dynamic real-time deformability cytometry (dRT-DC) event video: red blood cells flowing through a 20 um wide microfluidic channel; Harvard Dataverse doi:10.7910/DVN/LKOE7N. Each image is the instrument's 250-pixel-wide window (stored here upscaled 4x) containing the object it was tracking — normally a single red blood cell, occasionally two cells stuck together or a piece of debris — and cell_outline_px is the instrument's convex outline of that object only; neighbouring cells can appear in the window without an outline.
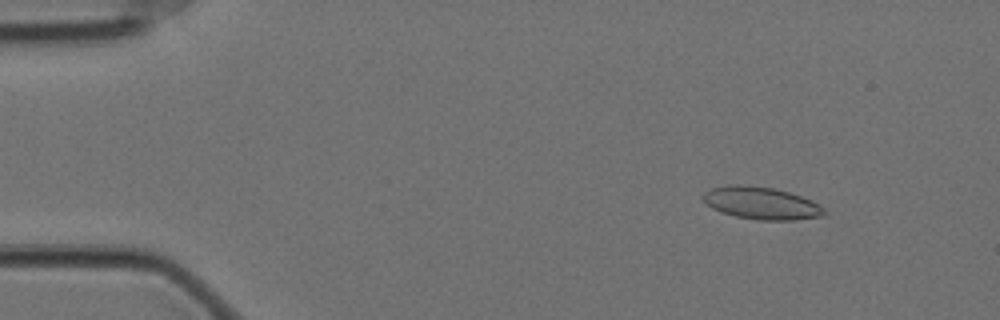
{"species": "Egyptian fruit bat (a non-hibernating species)", "species_latin": "Rousettus aegyptiacus", "temperature_condition": "cold", "stored_images_in_passage": 53, "camera_frame_rate_fps": 3000, "um_per_image_px": 0.085, "animal": {"sex": "female"}, "frame": {"image": 1, "passage_image": 2, "time_ms": 0.333, "image_size_px": [1000, 320], "cell_outline_px": [[828, 212], [824, 216], [792, 220], [760, 220], [736, 216], [720, 212], [712, 208], [700, 196], [704, 192], [712, 188], [728, 184], [736, 184], [776, 188], [812, 200], [824, 208]], "centroid_in_image_um": [64.71, 17.26], "position_along_channel_um": 20.3, "area_um2": 22.95}}
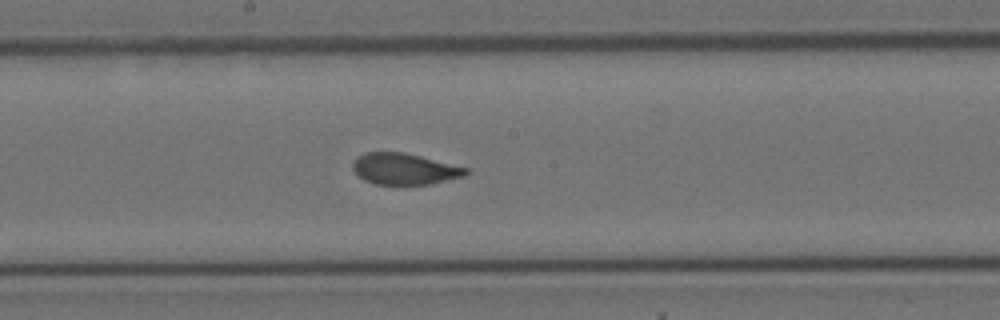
{"frame": {"image": 2, "passage_image": 26, "time_ms": 8.333, "image_size_px": [1000, 320], "cell_outline_px": [[468, 172], [464, 176], [428, 184], [376, 184], [364, 180], [352, 168], [352, 164], [356, 156], [364, 152], [404, 152], [468, 168]], "centroid_in_image_um": [34.34, 14.34], "position_along_channel_um": 213.9, "area_um2": 20.4}}
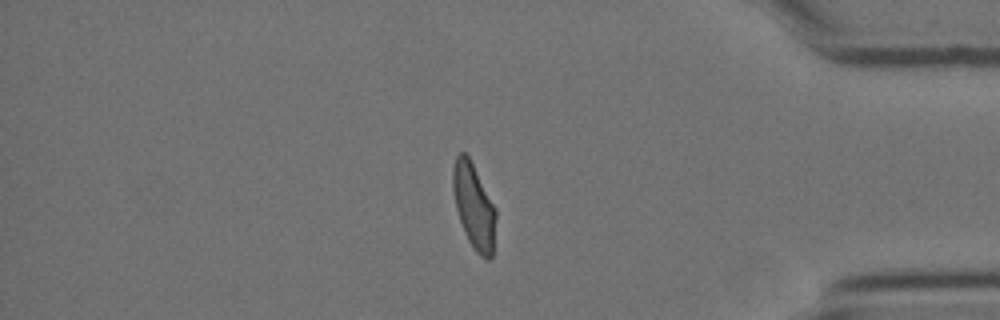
{"frame": {"image": 3, "passage_image": 44, "time_ms": 14.333, "image_size_px": [1000, 320], "cell_outline_px": [[496, 216], [492, 256], [488, 260], [484, 260], [476, 252], [468, 240], [460, 220], [456, 208], [452, 188], [452, 168], [456, 156], [460, 152], [464, 152], [468, 156], [496, 208]], "centroid_in_image_um": [40.27, 17.53], "position_along_channel_um": 394.9, "area_um2": 21.21}, "authors_computed_cell_mechanics": {"area_um2": 21.8484, "velocity_mm_per_s": 3.5067, "shape_relaxation_time_tau1_ms": 6.2093, "shape_relaxation_time_tau2_ms": 1.1136, "deformation_change_tau1": 0.16, "deformation_change_tau2": 0.0762}}